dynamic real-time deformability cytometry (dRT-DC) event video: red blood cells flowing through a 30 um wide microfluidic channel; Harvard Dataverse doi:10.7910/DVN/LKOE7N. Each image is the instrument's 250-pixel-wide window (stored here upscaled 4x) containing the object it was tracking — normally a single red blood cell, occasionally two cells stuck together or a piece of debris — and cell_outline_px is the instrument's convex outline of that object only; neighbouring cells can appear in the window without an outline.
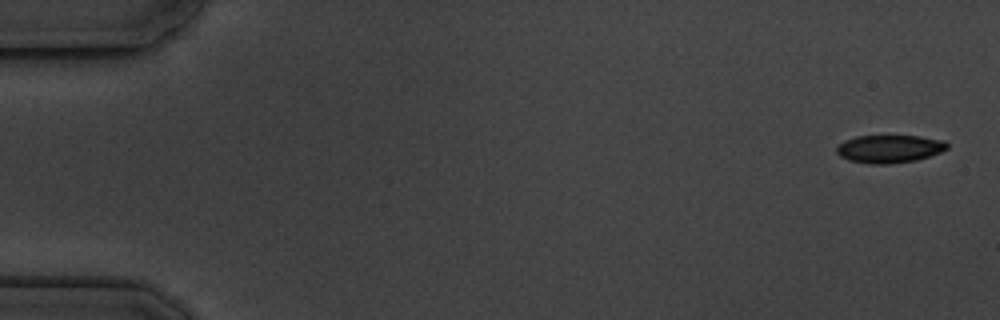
{"species": "common noctule bat (a hibernating species)", "species_latin": "Nyctalus noctula", "temperature_condition": "cold", "stored_images_in_passage": 6, "camera_frame_rate_fps": 3000, "um_per_image_px": 0.085, "animal": {"sex": "male", "body_mass_g": 19.5, "forearm_length_mm": 54.6}, "frame": {"image": 1, "passage_image": 1, "time_ms": 0.0, "image_size_px": [1000, 320], "cell_outline_px": [[948, 148], [940, 152], [916, 160], [888, 164], [868, 164], [848, 160], [840, 156], [836, 152], [836, 148], [844, 140], [856, 136], [920, 136], [944, 140], [948, 144]], "centroid_in_image_um": [75.58, 12.65], "position_along_channel_um": 9.4, "area_um2": 17.98}}
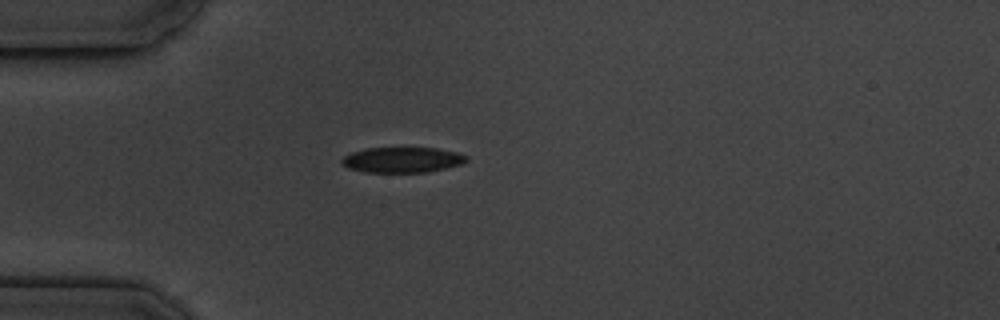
{"frame": {"image": 2, "passage_image": 5, "time_ms": 4.667, "image_size_px": [1000, 320], "cell_outline_px": [[468, 160], [464, 164], [428, 172], [364, 172], [348, 168], [340, 164], [340, 160], [344, 156], [352, 152], [368, 148], [436, 148], [456, 152], [468, 156]], "centroid_in_image_um": [34.2, 13.59], "position_along_channel_um": 50.8, "area_um2": 18.61}}